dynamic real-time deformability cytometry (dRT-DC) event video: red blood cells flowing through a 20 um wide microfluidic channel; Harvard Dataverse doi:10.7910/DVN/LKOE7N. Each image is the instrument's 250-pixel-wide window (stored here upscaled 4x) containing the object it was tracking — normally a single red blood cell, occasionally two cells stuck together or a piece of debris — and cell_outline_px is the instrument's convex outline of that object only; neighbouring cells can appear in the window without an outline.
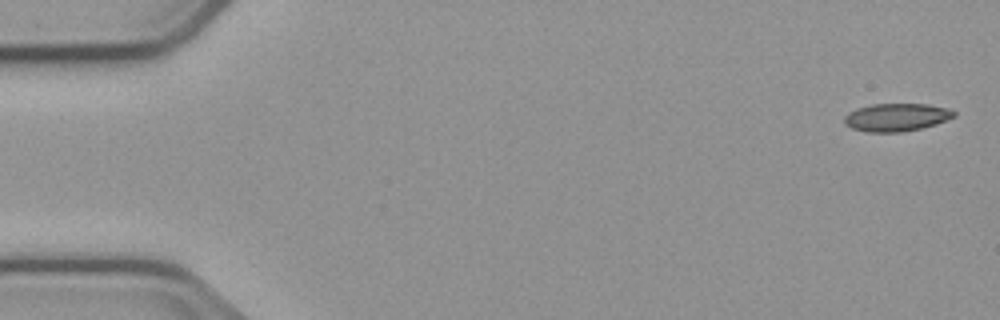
{"species": "common noctule bat (a hibernating species)", "species_latin": "Nyctalus noctula", "temperature_condition": "cold", "stored_images_in_passage": 5, "camera_frame_rate_fps": 3000, "um_per_image_px": 0.085, "animal": {"sex": "male", "body_mass_g": 23.1, "forearm_length_mm": 52.7}, "frame": {"image": 1, "passage_image": 1, "time_ms": 0.0, "image_size_px": [1000, 320], "cell_outline_px": [[956, 116], [936, 124], [920, 128], [900, 132], [868, 132], [852, 128], [844, 124], [844, 116], [848, 112], [856, 108], [872, 104], [928, 104], [948, 108], [956, 112]], "centroid_in_image_um": [76.18, 9.96], "position_along_channel_um": 8.8, "area_um2": 17.86}}
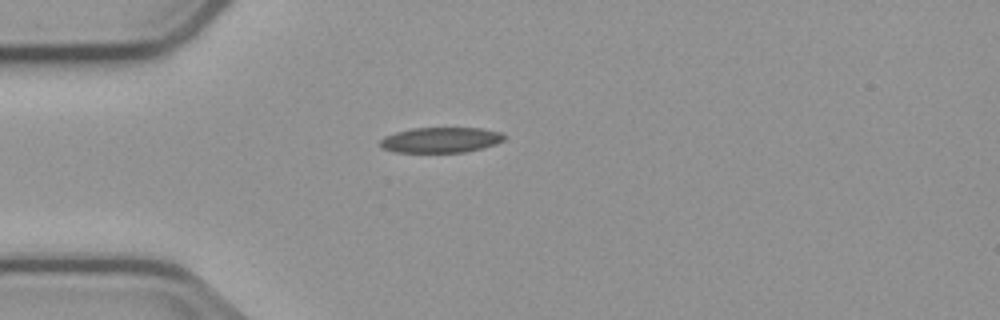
{"frame": {"image": 2, "passage_image": 4, "time_ms": 4.333, "image_size_px": [1000, 320], "cell_outline_px": [[504, 140], [496, 144], [464, 152], [396, 152], [384, 148], [380, 144], [380, 140], [384, 136], [396, 132], [412, 128], [480, 128], [500, 132], [504, 136]], "centroid_in_image_um": [37.45, 11.89], "position_along_channel_um": 47.5, "area_um2": 18.15}}